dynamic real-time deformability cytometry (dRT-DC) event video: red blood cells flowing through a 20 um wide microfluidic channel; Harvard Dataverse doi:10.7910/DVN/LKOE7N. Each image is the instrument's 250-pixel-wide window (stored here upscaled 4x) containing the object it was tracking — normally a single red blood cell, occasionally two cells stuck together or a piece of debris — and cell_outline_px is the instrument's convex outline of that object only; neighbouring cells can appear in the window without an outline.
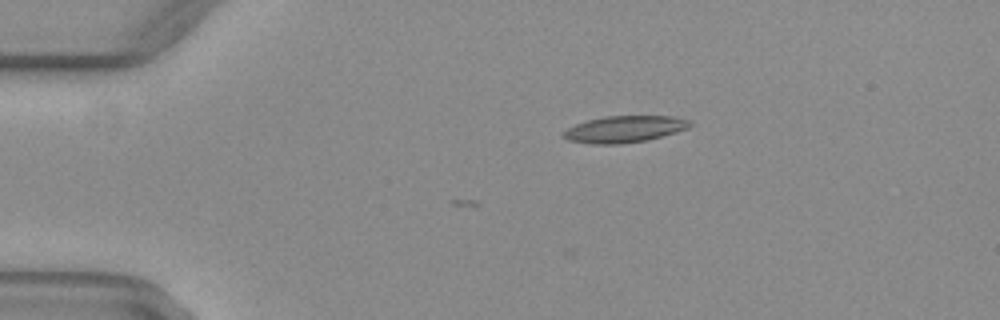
{"species": "common noctule bat (a hibernating species)", "species_latin": "Nyctalus noctula", "temperature_condition": "warm", "stored_images_in_passage": 4, "camera_frame_rate_fps": 3000, "um_per_image_px": 0.085, "animal": {"sex": "female", "body_mass_g": 29.2, "forearm_length_mm": 56.3}, "frame": {"image": 1, "passage_image": 1, "time_ms": 0.0, "image_size_px": [1000, 320], "cell_outline_px": [[692, 124], [688, 128], [676, 132], [648, 140], [620, 144], [596, 144], [568, 140], [560, 132], [576, 124], [588, 120], [604, 116], [672, 116], [688, 120]], "centroid_in_image_um": [53.07, 10.98], "position_along_channel_um": 31.9, "area_um2": 19.54}}